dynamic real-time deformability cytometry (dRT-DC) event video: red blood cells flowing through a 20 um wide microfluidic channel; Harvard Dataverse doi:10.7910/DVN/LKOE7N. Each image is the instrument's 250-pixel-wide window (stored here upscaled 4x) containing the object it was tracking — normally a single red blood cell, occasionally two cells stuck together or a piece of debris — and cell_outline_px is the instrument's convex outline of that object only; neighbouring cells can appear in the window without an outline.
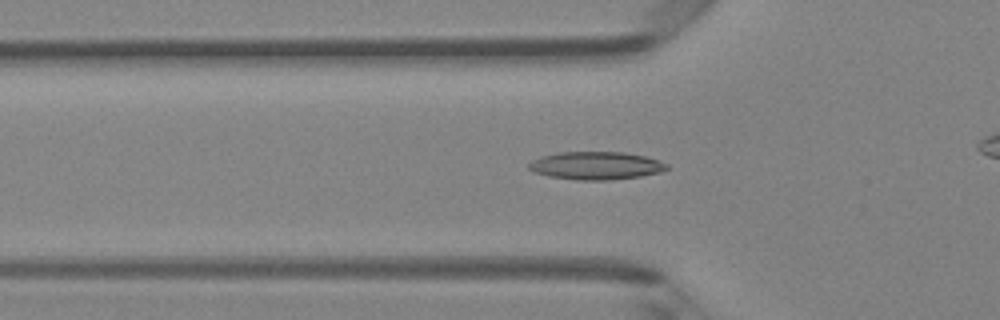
{"species": "Egyptian fruit bat (a non-hibernating species)", "species_latin": "Rousettus aegyptiacus", "temperature_condition": "room temperature", "stored_images_in_passage": 34, "camera_frame_rate_fps": 3000, "um_per_image_px": 0.085, "animal": {"sex": "female"}, "frame": {"image": 1, "passage_image": 9, "time_ms": 2.667, "image_size_px": [1000, 320], "cell_outline_px": [[668, 168], [660, 172], [640, 176], [612, 180], [576, 180], [548, 176], [532, 172], [528, 168], [528, 164], [532, 160], [540, 156], [560, 152], [624, 152], [644, 156], [668, 164]], "centroid_in_image_um": [50.61, 14.08], "position_along_channel_um": 75.2, "area_um2": 22.48}}
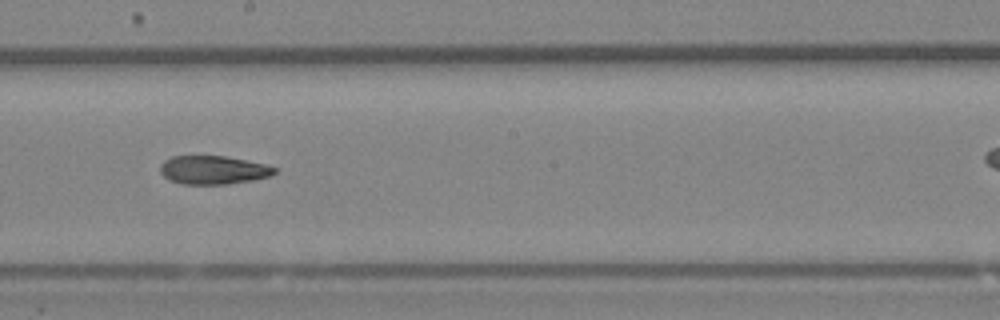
{"frame": {"image": 2, "passage_image": 20, "time_ms": 6.333, "image_size_px": [1000, 320], "cell_outline_px": [[276, 172], [268, 176], [252, 180], [228, 184], [180, 184], [168, 180], [160, 172], [160, 164], [164, 160], [172, 156], [224, 156], [264, 164], [276, 168]], "centroid_in_image_um": [18.06, 14.45], "position_along_channel_um": 230.1, "area_um2": 18.9}}
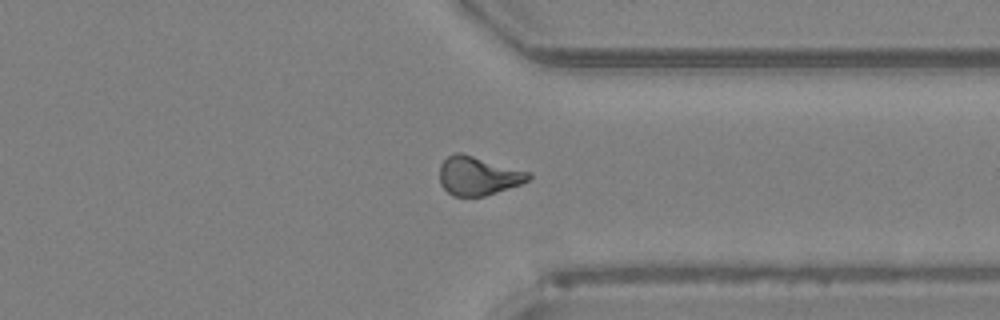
{"frame": {"image": 3, "passage_image": 30, "time_ms": 9.667, "image_size_px": [1000, 320], "cell_outline_px": [[532, 176], [528, 180], [520, 184], [484, 196], [452, 196], [440, 184], [440, 164], [448, 156], [456, 152], [460, 152], [532, 172]], "centroid_in_image_um": [40.64, 14.93], "position_along_channel_um": 370.8, "area_um2": 20.06}}